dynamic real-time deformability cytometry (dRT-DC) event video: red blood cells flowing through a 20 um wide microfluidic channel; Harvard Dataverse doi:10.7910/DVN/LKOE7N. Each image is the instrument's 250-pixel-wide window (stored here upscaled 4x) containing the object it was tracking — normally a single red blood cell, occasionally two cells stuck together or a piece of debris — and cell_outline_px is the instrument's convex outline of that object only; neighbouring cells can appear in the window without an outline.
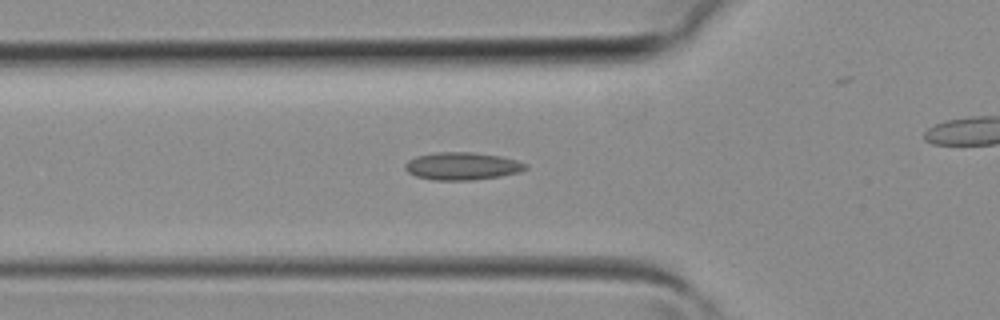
{"species": "common noctule bat (a hibernating species)", "species_latin": "Nyctalus noctula", "temperature_condition": "room temperature", "stored_images_in_passage": 31, "camera_frame_rate_fps": 3000, "um_per_image_px": 0.085, "animal": {"sex": "female", "body_mass_g": 19.3, "forearm_length_mm": 54.1}, "frame": {"image": 1, "passage_image": 12, "time_ms": 3.667, "image_size_px": [1000, 320], "cell_outline_px": [[528, 168], [520, 172], [500, 176], [472, 180], [436, 180], [416, 176], [408, 172], [404, 168], [404, 164], [408, 160], [416, 156], [432, 152], [472, 152], [500, 156], [516, 160], [528, 164]], "centroid_in_image_um": [39.28, 14.11], "position_along_channel_um": 86.5, "area_um2": 19.48}}
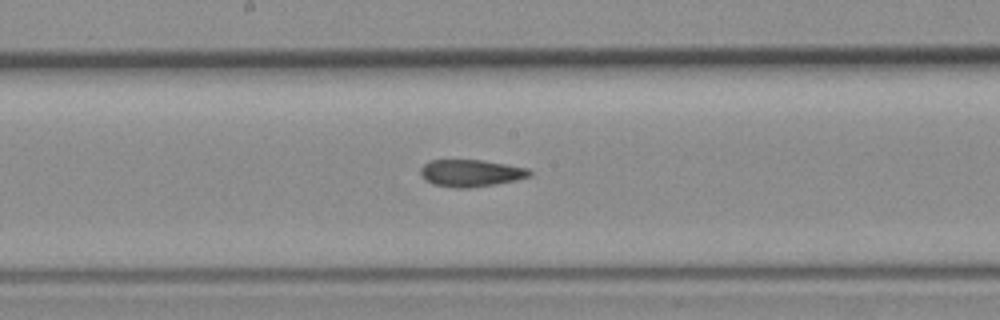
{"frame": {"image": 2, "passage_image": 19, "time_ms": 6.0, "image_size_px": [1000, 320], "cell_outline_px": [[532, 176], [516, 180], [496, 184], [472, 188], [456, 188], [432, 184], [424, 180], [420, 172], [420, 168], [428, 160], [480, 160], [528, 168], [532, 172]], "centroid_in_image_um": [40.01, 14.72], "position_along_channel_um": 208.2, "area_um2": 17.34}}
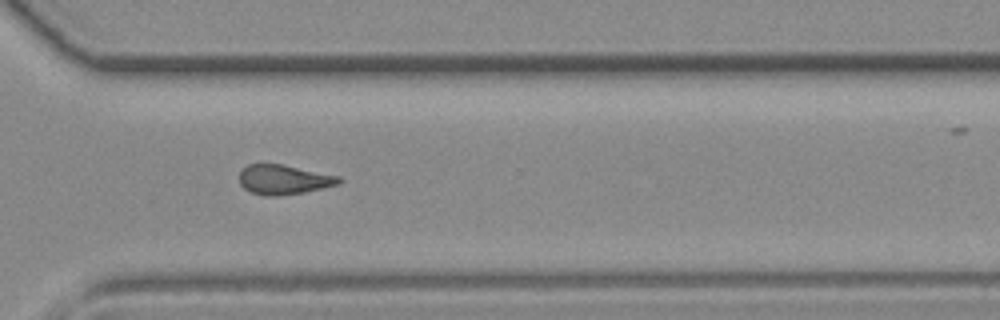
{"frame": {"image": 3, "passage_image": 27, "time_ms": 8.667, "image_size_px": [1000, 320], "cell_outline_px": [[344, 180], [340, 184], [304, 192], [276, 196], [264, 196], [252, 192], [244, 188], [240, 184], [240, 172], [248, 164], [284, 164], [340, 176]], "centroid_in_image_um": [24.16, 15.26], "position_along_channel_um": 346.4, "area_um2": 17.28}}